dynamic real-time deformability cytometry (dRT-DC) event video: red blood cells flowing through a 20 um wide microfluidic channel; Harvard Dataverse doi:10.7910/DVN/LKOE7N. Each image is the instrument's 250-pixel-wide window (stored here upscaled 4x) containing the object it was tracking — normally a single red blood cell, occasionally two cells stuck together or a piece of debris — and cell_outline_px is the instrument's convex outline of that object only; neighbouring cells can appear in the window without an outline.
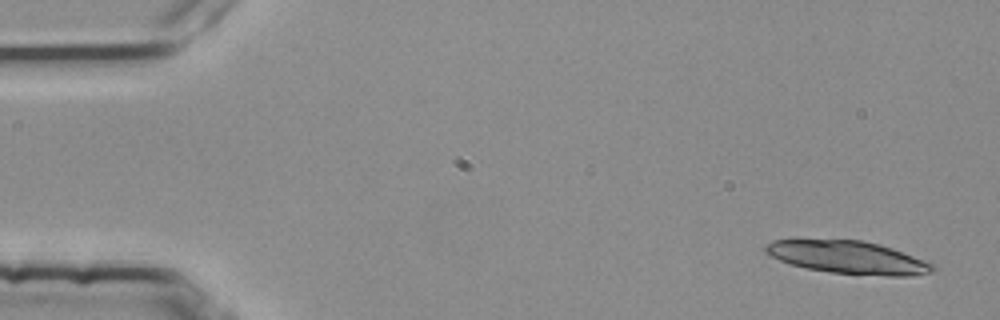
{"species": "common noctule bat (a hibernating species)", "species_latin": "Nyctalus noctula", "temperature_condition": "room temperature", "stored_images_in_passage": 6, "camera_frame_rate_fps": 3000, "um_per_image_px": 0.085, "animal": {"sex": "female", "body_mass_g": 25.1}, "frame": {"image": 1, "passage_image": 1, "time_ms": 0.0, "image_size_px": [1000, 320], "cell_outline_px": [[936, 268], [932, 272], [912, 276], [888, 276], [832, 272], [804, 268], [780, 260], [764, 252], [760, 248], [764, 244], [772, 240], [864, 240], [880, 244], [892, 248], [936, 264]], "centroid_in_image_um": [72.09, 21.87], "position_along_channel_um": 12.9, "area_um2": 32.02}}